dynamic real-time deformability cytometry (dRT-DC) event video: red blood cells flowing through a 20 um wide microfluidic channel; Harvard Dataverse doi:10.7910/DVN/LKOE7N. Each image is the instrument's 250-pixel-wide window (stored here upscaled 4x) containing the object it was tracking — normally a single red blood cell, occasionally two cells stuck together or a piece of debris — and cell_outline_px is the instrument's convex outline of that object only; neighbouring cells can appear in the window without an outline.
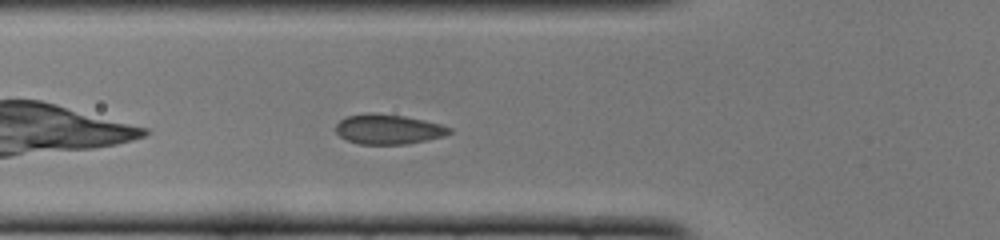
{"species": "common noctule bat (a hibernating species)", "species_latin": "Nyctalus noctula", "temperature_condition": "cold", "stored_images_in_passage": 42, "camera_frame_rate_fps": 3000, "um_per_image_px": 0.085, "animal": {"sex": "female", "body_mass_g": 22.0, "forearm_length_mm": 56.7}, "frame": {"image": 1, "passage_image": 8, "time_ms": 2.333, "image_size_px": [1000, 240], "cell_outline_px": [[452, 132], [444, 136], [428, 140], [408, 144], [360, 144], [348, 140], [340, 136], [336, 132], [336, 124], [340, 120], [348, 116], [368, 112], [372, 112], [404, 116], [424, 120], [440, 124], [452, 128]], "centroid_in_image_um": [33.02, 10.98], "position_along_channel_um": 92.8, "area_um2": 19.83}}
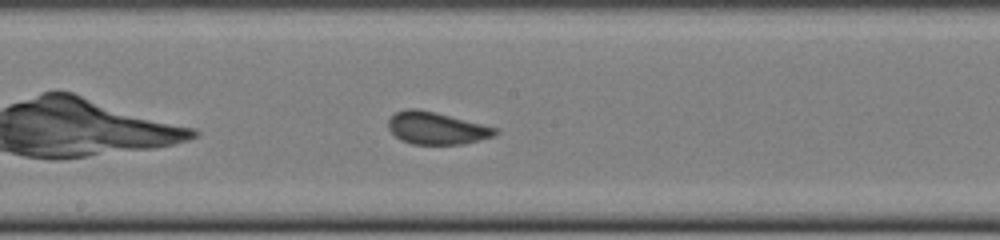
{"frame": {"image": 2, "passage_image": 17, "time_ms": 5.333, "image_size_px": [1000, 240], "cell_outline_px": [[500, 132], [496, 136], [464, 144], [412, 144], [400, 140], [388, 128], [388, 120], [396, 112], [408, 108], [416, 108], [436, 112], [496, 128]], "centroid_in_image_um": [37.11, 10.9], "position_along_channel_um": 211.1, "area_um2": 20.11}}
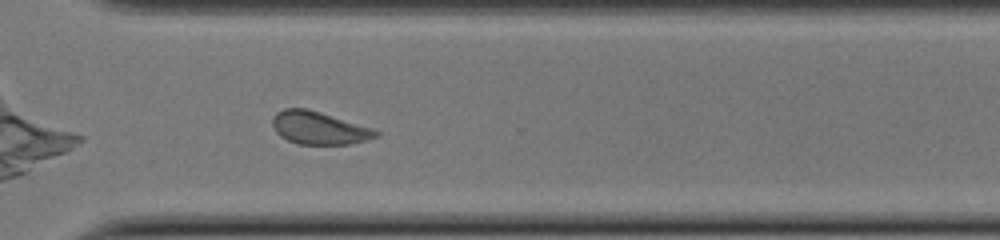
{"frame": {"image": 3, "passage_image": 27, "time_ms": 8.667, "image_size_px": [1000, 240], "cell_outline_px": [[380, 136], [368, 140], [352, 144], [296, 144], [280, 136], [276, 132], [272, 124], [272, 120], [276, 112], [284, 108], [308, 108], [376, 128], [380, 132]], "centroid_in_image_um": [27.18, 10.87], "position_along_channel_um": 343.4, "area_um2": 20.23}, "authors_computed_cell_mechanics": {"area_um2": 19.941, "velocity_mm_per_s": 3.9469, "shape_relaxation_time_tau1_ms": 4.1829, "shape_relaxation_time_tau2_ms": null, "deformation_change_tau1": 0.0688, "deformation_change_tau2": null}}